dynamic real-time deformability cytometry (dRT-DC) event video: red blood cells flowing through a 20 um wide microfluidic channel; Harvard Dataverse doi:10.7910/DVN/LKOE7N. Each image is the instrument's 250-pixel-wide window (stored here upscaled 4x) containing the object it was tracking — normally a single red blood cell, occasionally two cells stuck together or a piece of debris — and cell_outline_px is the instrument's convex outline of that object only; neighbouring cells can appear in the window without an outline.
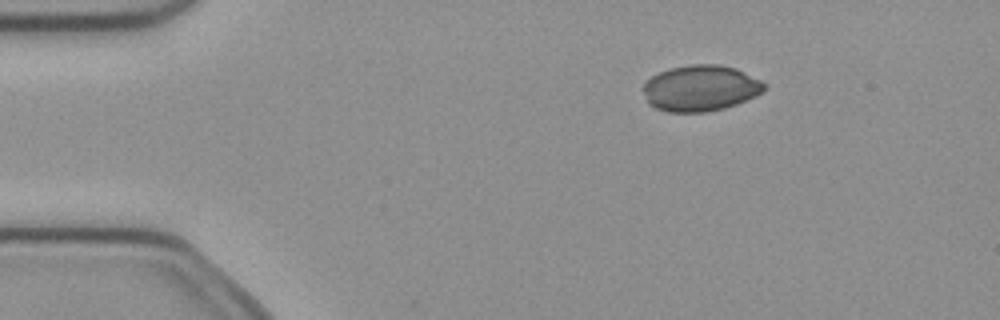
{"species": "common noctule bat (a hibernating species)", "species_latin": "Nyctalus noctula", "temperature_condition": "cold", "stored_images_in_passage": 4, "camera_frame_rate_fps": 3000, "um_per_image_px": 0.085, "animal": {"sex": "female", "body_mass_g": 21.9}, "frame": {"image": 1, "passage_image": 2, "time_ms": 0.333, "image_size_px": [1000, 320], "cell_outline_px": [[768, 88], [764, 92], [756, 96], [736, 104], [724, 108], [704, 112], [668, 112], [656, 108], [648, 104], [644, 92], [644, 84], [652, 76], [668, 68], [692, 64], [720, 64], [736, 68], [768, 84]], "centroid_in_image_um": [59.58, 7.49], "position_along_channel_um": 25.4, "area_um2": 32.66}}